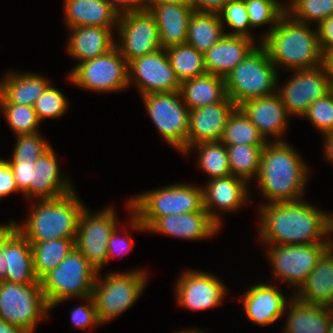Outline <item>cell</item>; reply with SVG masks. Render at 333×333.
I'll list each match as a JSON object with an SVG mask.
<instances>
[{
  "instance_id": "obj_52",
  "label": "cell",
  "mask_w": 333,
  "mask_h": 333,
  "mask_svg": "<svg viewBox=\"0 0 333 333\" xmlns=\"http://www.w3.org/2000/svg\"><path fill=\"white\" fill-rule=\"evenodd\" d=\"M115 2L119 4L118 7V4H116ZM109 4L114 10L119 13V15L126 12L142 10V0H109ZM120 5L122 7H120Z\"/></svg>"
},
{
  "instance_id": "obj_6",
  "label": "cell",
  "mask_w": 333,
  "mask_h": 333,
  "mask_svg": "<svg viewBox=\"0 0 333 333\" xmlns=\"http://www.w3.org/2000/svg\"><path fill=\"white\" fill-rule=\"evenodd\" d=\"M275 68L265 47H255L225 76L228 97L238 107L247 100L277 93L273 91L278 78Z\"/></svg>"
},
{
  "instance_id": "obj_42",
  "label": "cell",
  "mask_w": 333,
  "mask_h": 333,
  "mask_svg": "<svg viewBox=\"0 0 333 333\" xmlns=\"http://www.w3.org/2000/svg\"><path fill=\"white\" fill-rule=\"evenodd\" d=\"M218 14L222 22L226 21L230 27L236 30L228 33V35L244 36L252 39L248 31H246L251 26L244 0H229Z\"/></svg>"
},
{
  "instance_id": "obj_28",
  "label": "cell",
  "mask_w": 333,
  "mask_h": 333,
  "mask_svg": "<svg viewBox=\"0 0 333 333\" xmlns=\"http://www.w3.org/2000/svg\"><path fill=\"white\" fill-rule=\"evenodd\" d=\"M179 92L189 110L216 102H233L227 95L224 78L208 73L181 82Z\"/></svg>"
},
{
  "instance_id": "obj_2",
  "label": "cell",
  "mask_w": 333,
  "mask_h": 333,
  "mask_svg": "<svg viewBox=\"0 0 333 333\" xmlns=\"http://www.w3.org/2000/svg\"><path fill=\"white\" fill-rule=\"evenodd\" d=\"M306 173L307 167L286 142L277 138L263 148L257 179L269 203L298 201L306 183Z\"/></svg>"
},
{
  "instance_id": "obj_48",
  "label": "cell",
  "mask_w": 333,
  "mask_h": 333,
  "mask_svg": "<svg viewBox=\"0 0 333 333\" xmlns=\"http://www.w3.org/2000/svg\"><path fill=\"white\" fill-rule=\"evenodd\" d=\"M14 191H19L13 171L7 160L0 159V198H3Z\"/></svg>"
},
{
  "instance_id": "obj_21",
  "label": "cell",
  "mask_w": 333,
  "mask_h": 333,
  "mask_svg": "<svg viewBox=\"0 0 333 333\" xmlns=\"http://www.w3.org/2000/svg\"><path fill=\"white\" fill-rule=\"evenodd\" d=\"M238 107L257 127L263 137L266 134H271L275 137L283 134L289 114L279 94L253 98Z\"/></svg>"
},
{
  "instance_id": "obj_14",
  "label": "cell",
  "mask_w": 333,
  "mask_h": 333,
  "mask_svg": "<svg viewBox=\"0 0 333 333\" xmlns=\"http://www.w3.org/2000/svg\"><path fill=\"white\" fill-rule=\"evenodd\" d=\"M332 243L275 245L268 251L275 274L297 287L305 282ZM273 247V248H272ZM298 284V285H297Z\"/></svg>"
},
{
  "instance_id": "obj_30",
  "label": "cell",
  "mask_w": 333,
  "mask_h": 333,
  "mask_svg": "<svg viewBox=\"0 0 333 333\" xmlns=\"http://www.w3.org/2000/svg\"><path fill=\"white\" fill-rule=\"evenodd\" d=\"M65 19L70 28L79 26L110 27L118 23L119 13L110 4L93 0H65ZM112 23V25H111Z\"/></svg>"
},
{
  "instance_id": "obj_58",
  "label": "cell",
  "mask_w": 333,
  "mask_h": 333,
  "mask_svg": "<svg viewBox=\"0 0 333 333\" xmlns=\"http://www.w3.org/2000/svg\"><path fill=\"white\" fill-rule=\"evenodd\" d=\"M94 2H100V3H105L109 4V0H93Z\"/></svg>"
},
{
  "instance_id": "obj_56",
  "label": "cell",
  "mask_w": 333,
  "mask_h": 333,
  "mask_svg": "<svg viewBox=\"0 0 333 333\" xmlns=\"http://www.w3.org/2000/svg\"><path fill=\"white\" fill-rule=\"evenodd\" d=\"M326 138V157L333 162V131L325 134Z\"/></svg>"
},
{
  "instance_id": "obj_46",
  "label": "cell",
  "mask_w": 333,
  "mask_h": 333,
  "mask_svg": "<svg viewBox=\"0 0 333 333\" xmlns=\"http://www.w3.org/2000/svg\"><path fill=\"white\" fill-rule=\"evenodd\" d=\"M86 301L89 302L88 306H79L71 312L72 322L76 328L85 329L89 325L100 324L92 296L86 297Z\"/></svg>"
},
{
  "instance_id": "obj_3",
  "label": "cell",
  "mask_w": 333,
  "mask_h": 333,
  "mask_svg": "<svg viewBox=\"0 0 333 333\" xmlns=\"http://www.w3.org/2000/svg\"><path fill=\"white\" fill-rule=\"evenodd\" d=\"M270 28L261 44L275 66L283 64L294 70L321 66L322 51L318 30L313 32L309 25L295 21L287 13Z\"/></svg>"
},
{
  "instance_id": "obj_57",
  "label": "cell",
  "mask_w": 333,
  "mask_h": 333,
  "mask_svg": "<svg viewBox=\"0 0 333 333\" xmlns=\"http://www.w3.org/2000/svg\"><path fill=\"white\" fill-rule=\"evenodd\" d=\"M327 333H333V314L331 315V318L329 320V327Z\"/></svg>"
},
{
  "instance_id": "obj_36",
  "label": "cell",
  "mask_w": 333,
  "mask_h": 333,
  "mask_svg": "<svg viewBox=\"0 0 333 333\" xmlns=\"http://www.w3.org/2000/svg\"><path fill=\"white\" fill-rule=\"evenodd\" d=\"M224 145H266L265 138L244 112L236 107L230 114L223 135L220 139Z\"/></svg>"
},
{
  "instance_id": "obj_11",
  "label": "cell",
  "mask_w": 333,
  "mask_h": 333,
  "mask_svg": "<svg viewBox=\"0 0 333 333\" xmlns=\"http://www.w3.org/2000/svg\"><path fill=\"white\" fill-rule=\"evenodd\" d=\"M76 85L109 92L128 86V62L115 45L107 53L78 64L69 74Z\"/></svg>"
},
{
  "instance_id": "obj_15",
  "label": "cell",
  "mask_w": 333,
  "mask_h": 333,
  "mask_svg": "<svg viewBox=\"0 0 333 333\" xmlns=\"http://www.w3.org/2000/svg\"><path fill=\"white\" fill-rule=\"evenodd\" d=\"M118 26L123 42L116 46L127 62L162 49L155 18L148 10L121 14Z\"/></svg>"
},
{
  "instance_id": "obj_33",
  "label": "cell",
  "mask_w": 333,
  "mask_h": 333,
  "mask_svg": "<svg viewBox=\"0 0 333 333\" xmlns=\"http://www.w3.org/2000/svg\"><path fill=\"white\" fill-rule=\"evenodd\" d=\"M223 24L218 13L194 11L188 23L186 43L205 53L225 36Z\"/></svg>"
},
{
  "instance_id": "obj_24",
  "label": "cell",
  "mask_w": 333,
  "mask_h": 333,
  "mask_svg": "<svg viewBox=\"0 0 333 333\" xmlns=\"http://www.w3.org/2000/svg\"><path fill=\"white\" fill-rule=\"evenodd\" d=\"M246 184L245 180L233 175L211 179L203 189V208L221 225L219 217L211 208L217 205L220 210L231 211L240 207L248 198Z\"/></svg>"
},
{
  "instance_id": "obj_40",
  "label": "cell",
  "mask_w": 333,
  "mask_h": 333,
  "mask_svg": "<svg viewBox=\"0 0 333 333\" xmlns=\"http://www.w3.org/2000/svg\"><path fill=\"white\" fill-rule=\"evenodd\" d=\"M8 124L16 135L37 133L40 123L33 106L18 104H0Z\"/></svg>"
},
{
  "instance_id": "obj_38",
  "label": "cell",
  "mask_w": 333,
  "mask_h": 333,
  "mask_svg": "<svg viewBox=\"0 0 333 333\" xmlns=\"http://www.w3.org/2000/svg\"><path fill=\"white\" fill-rule=\"evenodd\" d=\"M195 145L200 151V167L212 179L231 175L226 145L220 141L201 142Z\"/></svg>"
},
{
  "instance_id": "obj_4",
  "label": "cell",
  "mask_w": 333,
  "mask_h": 333,
  "mask_svg": "<svg viewBox=\"0 0 333 333\" xmlns=\"http://www.w3.org/2000/svg\"><path fill=\"white\" fill-rule=\"evenodd\" d=\"M34 208L23 227L11 221L29 242L76 238L80 214L85 207L73 192L40 200Z\"/></svg>"
},
{
  "instance_id": "obj_10",
  "label": "cell",
  "mask_w": 333,
  "mask_h": 333,
  "mask_svg": "<svg viewBox=\"0 0 333 333\" xmlns=\"http://www.w3.org/2000/svg\"><path fill=\"white\" fill-rule=\"evenodd\" d=\"M180 97L179 91L143 95L149 115L161 135L171 146L187 154L189 109Z\"/></svg>"
},
{
  "instance_id": "obj_18",
  "label": "cell",
  "mask_w": 333,
  "mask_h": 333,
  "mask_svg": "<svg viewBox=\"0 0 333 333\" xmlns=\"http://www.w3.org/2000/svg\"><path fill=\"white\" fill-rule=\"evenodd\" d=\"M179 304L193 310H206L221 304L225 287L218 278L203 272H184L177 282Z\"/></svg>"
},
{
  "instance_id": "obj_54",
  "label": "cell",
  "mask_w": 333,
  "mask_h": 333,
  "mask_svg": "<svg viewBox=\"0 0 333 333\" xmlns=\"http://www.w3.org/2000/svg\"><path fill=\"white\" fill-rule=\"evenodd\" d=\"M325 74L330 81L333 82V50L322 53V64Z\"/></svg>"
},
{
  "instance_id": "obj_22",
  "label": "cell",
  "mask_w": 333,
  "mask_h": 333,
  "mask_svg": "<svg viewBox=\"0 0 333 333\" xmlns=\"http://www.w3.org/2000/svg\"><path fill=\"white\" fill-rule=\"evenodd\" d=\"M59 165L53 149L50 147L36 161L30 186L23 192L28 198L33 196L44 199H56L73 192L67 181L60 180Z\"/></svg>"
},
{
  "instance_id": "obj_5",
  "label": "cell",
  "mask_w": 333,
  "mask_h": 333,
  "mask_svg": "<svg viewBox=\"0 0 333 333\" xmlns=\"http://www.w3.org/2000/svg\"><path fill=\"white\" fill-rule=\"evenodd\" d=\"M133 211L131 224L137 230H147L159 217L206 211L203 208V188L186 184L170 185L139 195L128 203Z\"/></svg>"
},
{
  "instance_id": "obj_23",
  "label": "cell",
  "mask_w": 333,
  "mask_h": 333,
  "mask_svg": "<svg viewBox=\"0 0 333 333\" xmlns=\"http://www.w3.org/2000/svg\"><path fill=\"white\" fill-rule=\"evenodd\" d=\"M253 40L244 36L228 35L204 53L208 74L225 78L255 48Z\"/></svg>"
},
{
  "instance_id": "obj_7",
  "label": "cell",
  "mask_w": 333,
  "mask_h": 333,
  "mask_svg": "<svg viewBox=\"0 0 333 333\" xmlns=\"http://www.w3.org/2000/svg\"><path fill=\"white\" fill-rule=\"evenodd\" d=\"M98 272L74 247L59 265L41 280V289L50 308L73 296L92 295Z\"/></svg>"
},
{
  "instance_id": "obj_47",
  "label": "cell",
  "mask_w": 333,
  "mask_h": 333,
  "mask_svg": "<svg viewBox=\"0 0 333 333\" xmlns=\"http://www.w3.org/2000/svg\"><path fill=\"white\" fill-rule=\"evenodd\" d=\"M8 163L13 171L18 190L24 192L30 186L35 161H8Z\"/></svg>"
},
{
  "instance_id": "obj_25",
  "label": "cell",
  "mask_w": 333,
  "mask_h": 333,
  "mask_svg": "<svg viewBox=\"0 0 333 333\" xmlns=\"http://www.w3.org/2000/svg\"><path fill=\"white\" fill-rule=\"evenodd\" d=\"M333 242L318 260L315 269L298 289L296 299L333 308Z\"/></svg>"
},
{
  "instance_id": "obj_55",
  "label": "cell",
  "mask_w": 333,
  "mask_h": 333,
  "mask_svg": "<svg viewBox=\"0 0 333 333\" xmlns=\"http://www.w3.org/2000/svg\"><path fill=\"white\" fill-rule=\"evenodd\" d=\"M0 333H30L28 330L10 325L9 323L0 319Z\"/></svg>"
},
{
  "instance_id": "obj_19",
  "label": "cell",
  "mask_w": 333,
  "mask_h": 333,
  "mask_svg": "<svg viewBox=\"0 0 333 333\" xmlns=\"http://www.w3.org/2000/svg\"><path fill=\"white\" fill-rule=\"evenodd\" d=\"M234 102H216L189 110L187 152L201 142L220 141Z\"/></svg>"
},
{
  "instance_id": "obj_32",
  "label": "cell",
  "mask_w": 333,
  "mask_h": 333,
  "mask_svg": "<svg viewBox=\"0 0 333 333\" xmlns=\"http://www.w3.org/2000/svg\"><path fill=\"white\" fill-rule=\"evenodd\" d=\"M49 85L45 78L35 74L11 73L0 82V104L34 106Z\"/></svg>"
},
{
  "instance_id": "obj_60",
  "label": "cell",
  "mask_w": 333,
  "mask_h": 333,
  "mask_svg": "<svg viewBox=\"0 0 333 333\" xmlns=\"http://www.w3.org/2000/svg\"><path fill=\"white\" fill-rule=\"evenodd\" d=\"M330 93L333 95V82L330 83Z\"/></svg>"
},
{
  "instance_id": "obj_49",
  "label": "cell",
  "mask_w": 333,
  "mask_h": 333,
  "mask_svg": "<svg viewBox=\"0 0 333 333\" xmlns=\"http://www.w3.org/2000/svg\"><path fill=\"white\" fill-rule=\"evenodd\" d=\"M322 53L333 50V14L317 26Z\"/></svg>"
},
{
  "instance_id": "obj_35",
  "label": "cell",
  "mask_w": 333,
  "mask_h": 333,
  "mask_svg": "<svg viewBox=\"0 0 333 333\" xmlns=\"http://www.w3.org/2000/svg\"><path fill=\"white\" fill-rule=\"evenodd\" d=\"M166 53L171 68L175 71L180 83L207 73L204 53L197 51L187 43L168 47Z\"/></svg>"
},
{
  "instance_id": "obj_37",
  "label": "cell",
  "mask_w": 333,
  "mask_h": 333,
  "mask_svg": "<svg viewBox=\"0 0 333 333\" xmlns=\"http://www.w3.org/2000/svg\"><path fill=\"white\" fill-rule=\"evenodd\" d=\"M265 145H226L231 175L246 182L259 174L261 155Z\"/></svg>"
},
{
  "instance_id": "obj_26",
  "label": "cell",
  "mask_w": 333,
  "mask_h": 333,
  "mask_svg": "<svg viewBox=\"0 0 333 333\" xmlns=\"http://www.w3.org/2000/svg\"><path fill=\"white\" fill-rule=\"evenodd\" d=\"M247 318L259 325L276 321L286 308V299L281 291L271 285H254L244 295Z\"/></svg>"
},
{
  "instance_id": "obj_16",
  "label": "cell",
  "mask_w": 333,
  "mask_h": 333,
  "mask_svg": "<svg viewBox=\"0 0 333 333\" xmlns=\"http://www.w3.org/2000/svg\"><path fill=\"white\" fill-rule=\"evenodd\" d=\"M130 78L135 79L142 96L180 90L181 83L171 68L164 48L128 62V82H131Z\"/></svg>"
},
{
  "instance_id": "obj_12",
  "label": "cell",
  "mask_w": 333,
  "mask_h": 333,
  "mask_svg": "<svg viewBox=\"0 0 333 333\" xmlns=\"http://www.w3.org/2000/svg\"><path fill=\"white\" fill-rule=\"evenodd\" d=\"M41 284L33 268L29 241L10 223L0 225V282Z\"/></svg>"
},
{
  "instance_id": "obj_50",
  "label": "cell",
  "mask_w": 333,
  "mask_h": 333,
  "mask_svg": "<svg viewBox=\"0 0 333 333\" xmlns=\"http://www.w3.org/2000/svg\"><path fill=\"white\" fill-rule=\"evenodd\" d=\"M117 228L112 231L109 241H108V254H107V263L109 262L110 258L114 257L116 254V251L121 253L123 251L127 252L129 250V247L132 249L133 242L129 239L127 241L126 239H119L117 238ZM127 241V242H126Z\"/></svg>"
},
{
  "instance_id": "obj_9",
  "label": "cell",
  "mask_w": 333,
  "mask_h": 333,
  "mask_svg": "<svg viewBox=\"0 0 333 333\" xmlns=\"http://www.w3.org/2000/svg\"><path fill=\"white\" fill-rule=\"evenodd\" d=\"M92 291L97 317L104 323L129 309L145 288L146 277L142 271L110 274L104 281H97Z\"/></svg>"
},
{
  "instance_id": "obj_17",
  "label": "cell",
  "mask_w": 333,
  "mask_h": 333,
  "mask_svg": "<svg viewBox=\"0 0 333 333\" xmlns=\"http://www.w3.org/2000/svg\"><path fill=\"white\" fill-rule=\"evenodd\" d=\"M296 71L278 94L288 114L304 116L314 101L330 93V81L322 66Z\"/></svg>"
},
{
  "instance_id": "obj_29",
  "label": "cell",
  "mask_w": 333,
  "mask_h": 333,
  "mask_svg": "<svg viewBox=\"0 0 333 333\" xmlns=\"http://www.w3.org/2000/svg\"><path fill=\"white\" fill-rule=\"evenodd\" d=\"M70 29L73 30L67 49L81 62L103 55L116 45L108 27L79 26Z\"/></svg>"
},
{
  "instance_id": "obj_31",
  "label": "cell",
  "mask_w": 333,
  "mask_h": 333,
  "mask_svg": "<svg viewBox=\"0 0 333 333\" xmlns=\"http://www.w3.org/2000/svg\"><path fill=\"white\" fill-rule=\"evenodd\" d=\"M289 307L285 333H327L331 307L304 303L295 297Z\"/></svg>"
},
{
  "instance_id": "obj_34",
  "label": "cell",
  "mask_w": 333,
  "mask_h": 333,
  "mask_svg": "<svg viewBox=\"0 0 333 333\" xmlns=\"http://www.w3.org/2000/svg\"><path fill=\"white\" fill-rule=\"evenodd\" d=\"M29 243L32 247L34 273L40 281L71 252L75 247V238H59Z\"/></svg>"
},
{
  "instance_id": "obj_13",
  "label": "cell",
  "mask_w": 333,
  "mask_h": 333,
  "mask_svg": "<svg viewBox=\"0 0 333 333\" xmlns=\"http://www.w3.org/2000/svg\"><path fill=\"white\" fill-rule=\"evenodd\" d=\"M112 208L98 214H90L85 208L80 214L75 247L97 271L107 263L108 241L117 227V219Z\"/></svg>"
},
{
  "instance_id": "obj_53",
  "label": "cell",
  "mask_w": 333,
  "mask_h": 333,
  "mask_svg": "<svg viewBox=\"0 0 333 333\" xmlns=\"http://www.w3.org/2000/svg\"><path fill=\"white\" fill-rule=\"evenodd\" d=\"M161 4L191 6V0H142V9L149 11L152 7Z\"/></svg>"
},
{
  "instance_id": "obj_45",
  "label": "cell",
  "mask_w": 333,
  "mask_h": 333,
  "mask_svg": "<svg viewBox=\"0 0 333 333\" xmlns=\"http://www.w3.org/2000/svg\"><path fill=\"white\" fill-rule=\"evenodd\" d=\"M17 137V144L11 161H36L51 147L44 142L38 132L18 135Z\"/></svg>"
},
{
  "instance_id": "obj_27",
  "label": "cell",
  "mask_w": 333,
  "mask_h": 333,
  "mask_svg": "<svg viewBox=\"0 0 333 333\" xmlns=\"http://www.w3.org/2000/svg\"><path fill=\"white\" fill-rule=\"evenodd\" d=\"M149 12L155 18L162 48L186 43L188 23L194 12L192 6L161 4Z\"/></svg>"
},
{
  "instance_id": "obj_43",
  "label": "cell",
  "mask_w": 333,
  "mask_h": 333,
  "mask_svg": "<svg viewBox=\"0 0 333 333\" xmlns=\"http://www.w3.org/2000/svg\"><path fill=\"white\" fill-rule=\"evenodd\" d=\"M67 104L64 95L49 85L37 98L33 107L39 121H41L45 117L56 118L62 116L67 110Z\"/></svg>"
},
{
  "instance_id": "obj_20",
  "label": "cell",
  "mask_w": 333,
  "mask_h": 333,
  "mask_svg": "<svg viewBox=\"0 0 333 333\" xmlns=\"http://www.w3.org/2000/svg\"><path fill=\"white\" fill-rule=\"evenodd\" d=\"M219 227L220 225L206 211H197L159 217L147 231L187 240H200L215 234Z\"/></svg>"
},
{
  "instance_id": "obj_8",
  "label": "cell",
  "mask_w": 333,
  "mask_h": 333,
  "mask_svg": "<svg viewBox=\"0 0 333 333\" xmlns=\"http://www.w3.org/2000/svg\"><path fill=\"white\" fill-rule=\"evenodd\" d=\"M50 307L41 284L0 282V319L33 333L40 317H47Z\"/></svg>"
},
{
  "instance_id": "obj_51",
  "label": "cell",
  "mask_w": 333,
  "mask_h": 333,
  "mask_svg": "<svg viewBox=\"0 0 333 333\" xmlns=\"http://www.w3.org/2000/svg\"><path fill=\"white\" fill-rule=\"evenodd\" d=\"M229 0H191V6L196 12L219 13Z\"/></svg>"
},
{
  "instance_id": "obj_41",
  "label": "cell",
  "mask_w": 333,
  "mask_h": 333,
  "mask_svg": "<svg viewBox=\"0 0 333 333\" xmlns=\"http://www.w3.org/2000/svg\"><path fill=\"white\" fill-rule=\"evenodd\" d=\"M247 6L250 26L257 27L264 24L278 23V20L286 13V7L277 0H244Z\"/></svg>"
},
{
  "instance_id": "obj_39",
  "label": "cell",
  "mask_w": 333,
  "mask_h": 333,
  "mask_svg": "<svg viewBox=\"0 0 333 333\" xmlns=\"http://www.w3.org/2000/svg\"><path fill=\"white\" fill-rule=\"evenodd\" d=\"M290 6L286 8V13L301 23L316 20L319 25L333 14V0H293ZM289 9L293 16L289 13Z\"/></svg>"
},
{
  "instance_id": "obj_44",
  "label": "cell",
  "mask_w": 333,
  "mask_h": 333,
  "mask_svg": "<svg viewBox=\"0 0 333 333\" xmlns=\"http://www.w3.org/2000/svg\"><path fill=\"white\" fill-rule=\"evenodd\" d=\"M304 117L309 120L324 134L333 131V95L326 96L314 101L308 108Z\"/></svg>"
},
{
  "instance_id": "obj_1",
  "label": "cell",
  "mask_w": 333,
  "mask_h": 333,
  "mask_svg": "<svg viewBox=\"0 0 333 333\" xmlns=\"http://www.w3.org/2000/svg\"><path fill=\"white\" fill-rule=\"evenodd\" d=\"M260 236L271 245L332 243L333 216L302 201L268 203L261 209Z\"/></svg>"
},
{
  "instance_id": "obj_59",
  "label": "cell",
  "mask_w": 333,
  "mask_h": 333,
  "mask_svg": "<svg viewBox=\"0 0 333 333\" xmlns=\"http://www.w3.org/2000/svg\"><path fill=\"white\" fill-rule=\"evenodd\" d=\"M179 333H202V332H200V331H193V330H191V331H181V332H179Z\"/></svg>"
}]
</instances>
